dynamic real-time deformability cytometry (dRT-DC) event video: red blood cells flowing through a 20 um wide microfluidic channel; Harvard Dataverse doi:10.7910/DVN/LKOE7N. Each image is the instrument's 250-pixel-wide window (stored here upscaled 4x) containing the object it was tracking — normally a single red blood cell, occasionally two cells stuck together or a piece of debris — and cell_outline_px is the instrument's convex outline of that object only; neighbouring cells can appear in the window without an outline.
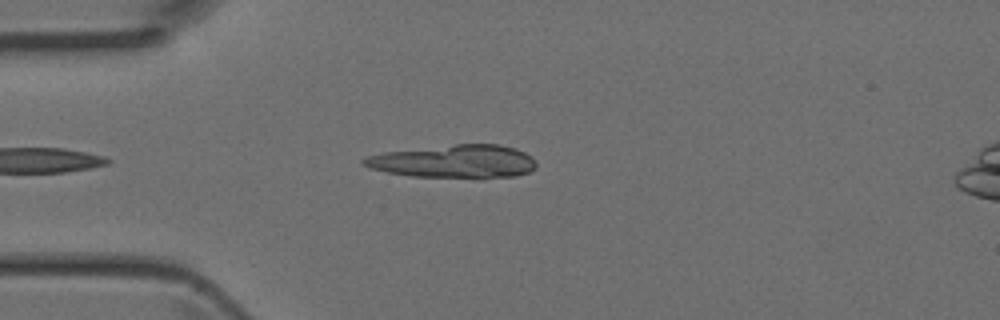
{"species": "Egyptian fruit bat (a non-hibernating species)", "species_latin": "Rousettus aegyptiacus", "temperature_condition": "room temperature", "stored_images_in_passage": 1, "camera_frame_rate_fps": 3000, "um_per_image_px": 0.085, "animal": {"sex": "female"}, "frame": {"image": 1, "passage_image": 1, "time_ms": 0.0, "image_size_px": [1000, 320], "cell_outline_px": [[536, 168], [528, 172], [516, 176], [412, 176], [388, 172], [372, 168], [360, 164], [360, 160], [368, 156], [384, 152], [456, 144], [500, 144], [516, 148], [532, 156], [536, 160]], "centroid_in_image_um": [38.62, 13.69], "position_along_channel_um": 46.4, "area_um2": 32.66}}